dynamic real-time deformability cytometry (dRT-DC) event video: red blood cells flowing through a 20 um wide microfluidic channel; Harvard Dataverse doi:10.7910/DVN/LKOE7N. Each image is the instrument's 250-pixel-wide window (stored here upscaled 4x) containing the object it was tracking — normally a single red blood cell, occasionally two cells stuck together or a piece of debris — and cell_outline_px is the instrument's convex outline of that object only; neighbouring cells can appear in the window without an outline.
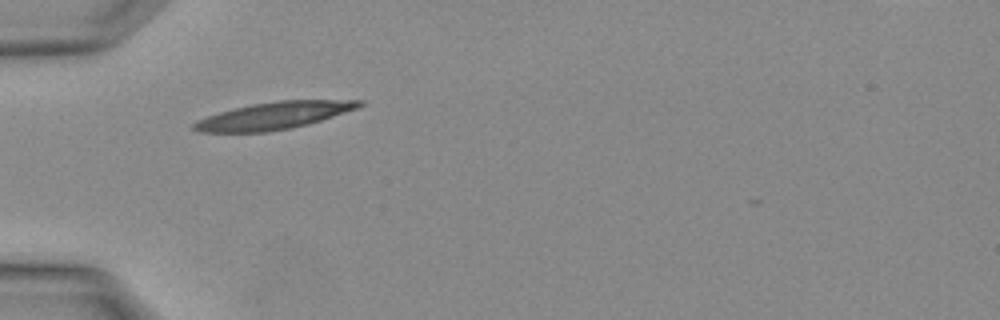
{"species": "Egyptian fruit bat (a non-hibernating species)", "species_latin": "Rousettus aegyptiacus", "temperature_condition": "warm", "stored_images_in_passage": 1, "camera_frame_rate_fps": 3000, "um_per_image_px": 0.085, "animal": {"sex": "female"}, "frame": {"image": 1, "passage_image": 1, "time_ms": 0.0, "image_size_px": [1000, 320], "cell_outline_px": [[364, 104], [356, 108], [308, 124], [288, 128], [264, 132], [196, 132], [192, 128], [192, 124], [196, 120], [220, 112], [252, 104], [276, 100], [364, 100]], "centroid_in_image_um": [23.24, 9.82], "position_along_channel_um": 61.8, "area_um2": 25.84}}